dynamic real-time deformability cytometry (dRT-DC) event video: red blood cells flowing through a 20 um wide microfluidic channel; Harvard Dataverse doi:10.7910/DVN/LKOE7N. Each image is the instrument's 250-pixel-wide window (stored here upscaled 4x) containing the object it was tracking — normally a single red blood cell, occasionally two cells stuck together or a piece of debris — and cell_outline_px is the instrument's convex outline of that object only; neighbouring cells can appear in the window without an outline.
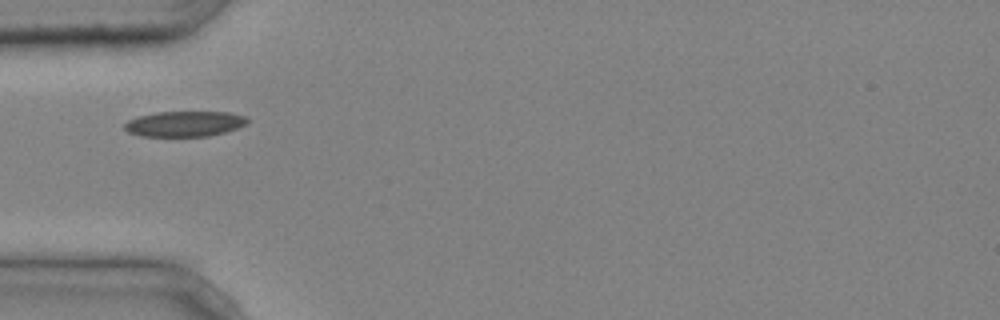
{"species": "common noctule bat (a hibernating species)", "species_latin": "Nyctalus noctula", "temperature_condition": "cold", "stored_images_in_passage": 1, "camera_frame_rate_fps": 3000, "um_per_image_px": 0.085, "animal": {"sex": "male", "body_mass_g": 20.4}, "frame": {"image": 1, "passage_image": 1, "time_ms": 0.0, "image_size_px": [1000, 320], "cell_outline_px": [[248, 120], [244, 124], [236, 128], [224, 132], [208, 136], [140, 136], [128, 132], [124, 128], [124, 124], [128, 120], [136, 116], [156, 112], [228, 112], [248, 116]], "centroid_in_image_um": [15.65, 10.52], "position_along_channel_um": 69.3, "area_um2": 18.21}}